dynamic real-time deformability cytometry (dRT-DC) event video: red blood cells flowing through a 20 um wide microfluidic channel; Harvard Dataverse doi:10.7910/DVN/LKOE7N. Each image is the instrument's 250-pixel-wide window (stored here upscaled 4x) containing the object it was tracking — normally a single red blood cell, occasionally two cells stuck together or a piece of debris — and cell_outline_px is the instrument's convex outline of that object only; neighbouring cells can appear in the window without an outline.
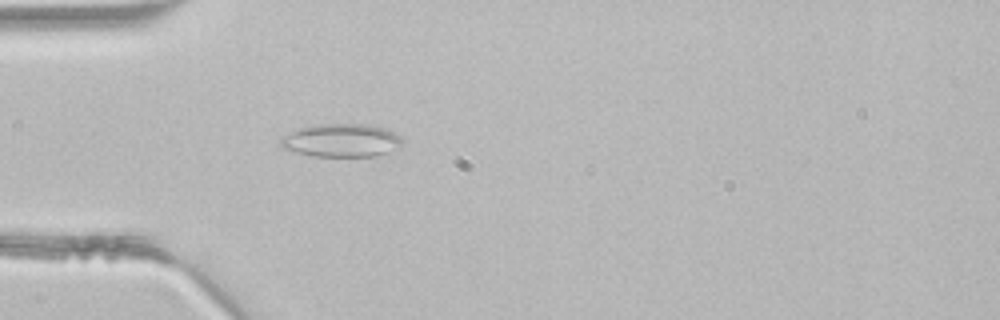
{"species": "common noctule bat (a hibernating species)", "species_latin": "Nyctalus noctula", "temperature_condition": "room temperature", "stored_images_in_passage": 3, "camera_frame_rate_fps": 3000, "um_per_image_px": 0.085, "animal": {"sex": "male", "body_mass_g": 21.5, "forearm_length_mm": 52.0}, "frame": {"image": 1, "passage_image": 3, "time_ms": 0.667, "image_size_px": [1000, 320], "cell_outline_px": [[404, 140], [400, 148], [376, 156], [312, 156], [296, 152], [284, 148], [280, 144], [280, 140], [284, 136], [300, 128], [316, 124], [368, 124], [384, 128], [400, 136]], "centroid_in_image_um": [29.06, 11.94], "position_along_channel_um": 55.9, "area_um2": 23.47}}